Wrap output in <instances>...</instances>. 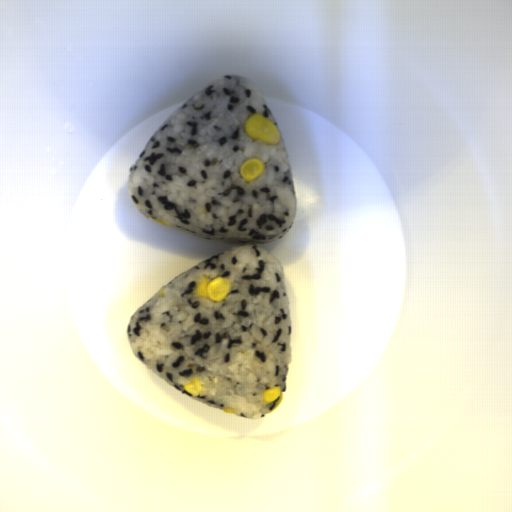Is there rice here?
Instances as JSON below:
<instances>
[{
    "instance_id": "rice-1",
    "label": "rice",
    "mask_w": 512,
    "mask_h": 512,
    "mask_svg": "<svg viewBox=\"0 0 512 512\" xmlns=\"http://www.w3.org/2000/svg\"><path fill=\"white\" fill-rule=\"evenodd\" d=\"M257 113L279 132L267 145L246 135ZM265 170L245 182L248 159ZM128 194L149 219L198 239L237 245L184 271L143 303L126 330L136 359L168 384L217 409L262 418L287 391L292 318L282 262L260 246L292 228L297 211L292 162L280 125L253 82L221 74L171 112L129 166ZM231 283L220 302L198 296L204 277ZM204 389L185 391L194 378Z\"/></svg>"
}]
</instances>
